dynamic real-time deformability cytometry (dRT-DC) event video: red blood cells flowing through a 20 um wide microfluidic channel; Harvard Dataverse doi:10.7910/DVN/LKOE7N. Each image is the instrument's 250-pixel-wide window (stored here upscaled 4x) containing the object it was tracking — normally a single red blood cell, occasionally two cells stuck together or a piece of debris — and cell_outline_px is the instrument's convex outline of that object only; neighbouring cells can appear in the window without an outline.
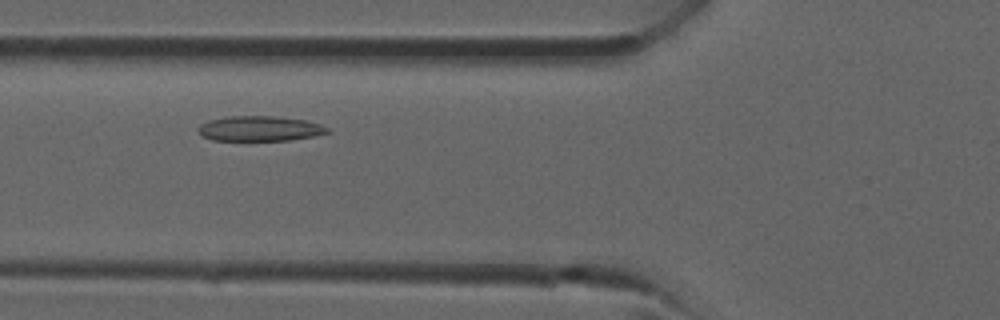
{"species": "common noctule bat (a hibernating species)", "species_latin": "Nyctalus noctula", "temperature_condition": "room temperature", "stored_images_in_passage": 31, "camera_frame_rate_fps": 3000, "um_per_image_px": 0.085, "animal": {"sex": "male", "forearm_length_mm": 52.5}, "frame": {"image": 1, "passage_image": 8, "time_ms": 2.333, "image_size_px": [1000, 320], "cell_outline_px": [[328, 132], [312, 136], [288, 140], [212, 140], [200, 136], [196, 128], [200, 124], [208, 120], [224, 116], [272, 116], [304, 120], [320, 124], [328, 128]], "centroid_in_image_um": [21.97, 10.92], "position_along_channel_um": 103.8, "area_um2": 18.84}}
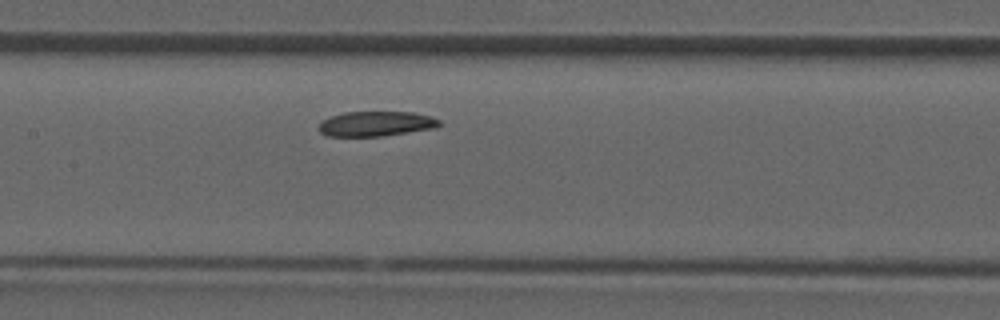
{"frame": {"image": 2, "passage_image": 12, "time_ms": 3.667, "image_size_px": [1000, 320], "cell_outline_px": [[440, 124], [436, 128], [380, 136], [328, 136], [320, 132], [320, 120], [344, 112], [412, 112], [432, 116], [440, 120]], "centroid_in_image_um": [31.97, 10.51], "position_along_channel_um": 175.4, "area_um2": 17.46}}
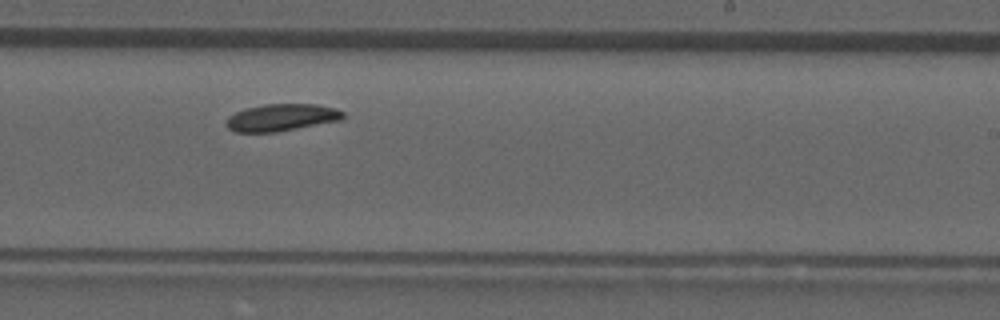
{"frame": {"image": 3, "passage_image": 17, "time_ms": 5.333, "image_size_px": [1000, 320], "cell_outline_px": [[344, 116], [340, 120], [276, 132], [236, 132], [228, 128], [228, 116], [244, 108], [264, 104], [316, 104], [336, 108], [344, 112]], "centroid_in_image_um": [23.94, 9.97], "position_along_channel_um": 265.1, "area_um2": 18.32}}